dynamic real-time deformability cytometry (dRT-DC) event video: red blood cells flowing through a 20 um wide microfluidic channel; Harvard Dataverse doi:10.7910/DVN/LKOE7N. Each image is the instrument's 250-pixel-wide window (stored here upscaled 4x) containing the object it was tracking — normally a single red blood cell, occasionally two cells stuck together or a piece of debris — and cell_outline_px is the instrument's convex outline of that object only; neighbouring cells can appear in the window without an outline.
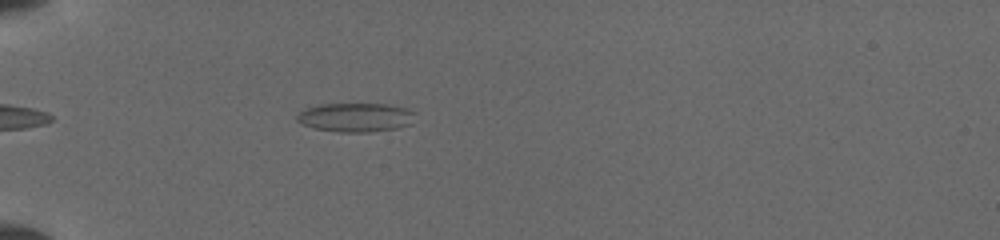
{"species": "common noctule bat (a hibernating species)", "species_latin": "Nyctalus noctula", "temperature_condition": "cold", "stored_images_in_passage": 19, "camera_frame_rate_fps": 3000, "um_per_image_px": 0.085, "animal": {"sex": "female", "body_mass_g": 19.5, "forearm_length_mm": 54.1}, "frame": {"image": 1, "passage_image": 1, "time_ms": 0.0, "image_size_px": [1000, 240], "cell_outline_px": [[412, 112], [408, 124], [396, 128], [368, 132], [340, 132], [312, 128], [296, 120], [296, 112], [304, 108], [320, 104], [388, 104], [404, 108]], "centroid_in_image_um": [30.09, 9.97], "position_along_channel_um": 54.9, "area_um2": 19.65}}
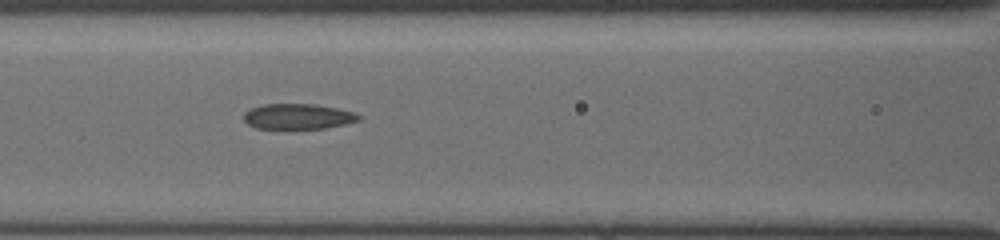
{"frame": {"image": 2, "passage_image": 16, "time_ms": 2.667, "image_size_px": [1000, 240], "cell_outline_px": [[360, 120], [344, 124], [324, 128], [296, 132], [292, 132], [256, 128], [248, 124], [244, 120], [244, 112], [252, 108], [264, 104], [316, 104], [356, 112], [360, 116]], "centroid_in_image_um": [25.3, 9.95], "position_along_channel_um": 141.3, "area_um2": 17.92}}
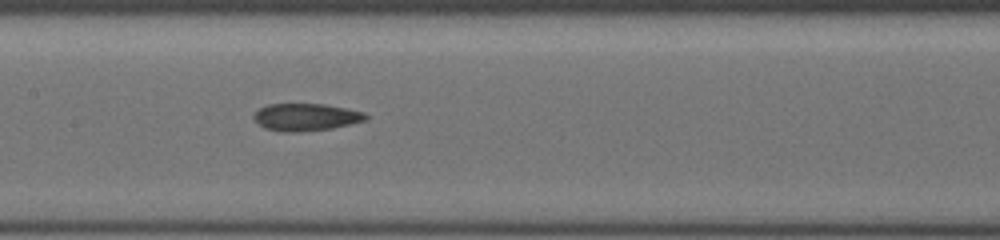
{"frame": {"image": 3, "passage_image": 19, "time_ms": 3.667, "image_size_px": [1000, 240], "cell_outline_px": [[368, 116], [364, 120], [332, 128], [296, 132], [284, 132], [264, 128], [252, 116], [260, 108], [268, 104], [324, 104], [364, 112]], "centroid_in_image_um": [25.97, 9.95], "position_along_channel_um": 181.4, "area_um2": 17.51}}